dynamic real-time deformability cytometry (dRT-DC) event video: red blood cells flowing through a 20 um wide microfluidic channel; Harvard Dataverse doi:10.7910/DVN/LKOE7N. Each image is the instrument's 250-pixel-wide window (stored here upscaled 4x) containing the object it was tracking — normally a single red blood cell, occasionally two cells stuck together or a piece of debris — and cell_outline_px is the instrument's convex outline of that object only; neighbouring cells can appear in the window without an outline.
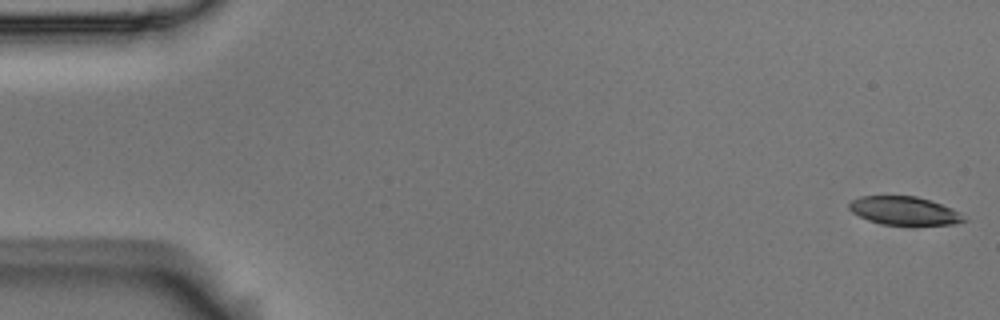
{"species": "Egyptian fruit bat (a non-hibernating species)", "species_latin": "Rousettus aegyptiacus", "temperature_condition": "room temperature", "stored_images_in_passage": 56, "camera_frame_rate_fps": 3000, "um_per_image_px": 0.085, "animal": {"sex": "male"}, "frame": {"image": 1, "passage_image": 1, "time_ms": 0.0, "image_size_px": [1000, 320], "cell_outline_px": [[968, 220], [952, 224], [880, 224], [868, 220], [852, 212], [848, 208], [848, 204], [852, 200], [860, 196], [916, 196], [952, 208], [960, 212]], "centroid_in_image_um": [76.84, 17.91], "position_along_channel_um": 8.2, "area_um2": 18.73}}
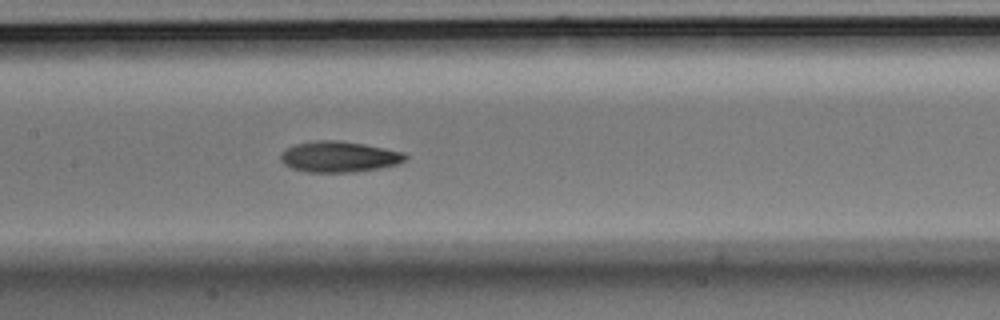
{"frame": {"image": 2, "passage_image": 27, "time_ms": 8.667, "image_size_px": [1000, 320], "cell_outline_px": [[408, 156], [404, 160], [396, 164], [380, 168], [352, 172], [308, 172], [292, 168], [284, 164], [280, 160], [280, 152], [284, 148], [296, 144], [316, 140], [336, 140], [364, 144], [404, 152]], "centroid_in_image_um": [28.78, 13.32], "position_along_channel_um": 178.6, "area_um2": 22.43}}
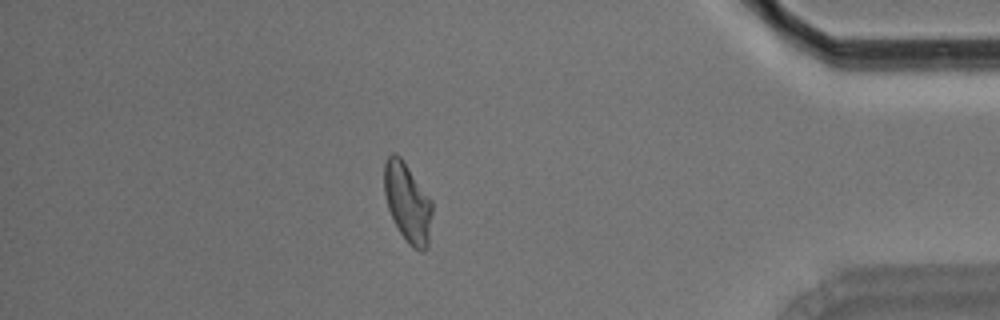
{"frame": {"image": 3, "passage_image": 49, "time_ms": 16.0, "image_size_px": [1000, 320], "cell_outline_px": [[432, 212], [428, 244], [424, 252], [420, 252], [412, 248], [408, 244], [400, 232], [388, 208], [384, 192], [384, 160], [392, 152], [396, 152], [404, 160], [432, 200]], "centroid_in_image_um": [34.64, 17.19], "position_along_channel_um": 400.6, "area_um2": 22.37}, "authors_computed_cell_mechanics": {"area_um2": 21.7906, "velocity_mm_per_s": 3.5565, "shape_relaxation_time_tau1_ms": null, "shape_relaxation_time_tau2_ms": 5.0705, "deformation_change_tau1": null, "deformation_change_tau2": 0.1239}}